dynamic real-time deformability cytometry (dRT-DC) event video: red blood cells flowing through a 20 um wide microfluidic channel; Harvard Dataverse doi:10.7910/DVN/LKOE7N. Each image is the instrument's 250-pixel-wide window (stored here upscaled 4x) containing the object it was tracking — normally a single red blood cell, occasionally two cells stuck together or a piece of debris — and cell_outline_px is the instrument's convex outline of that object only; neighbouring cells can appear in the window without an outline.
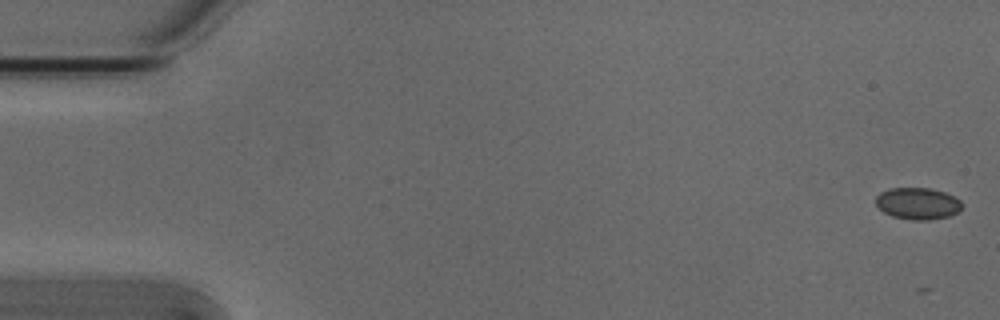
{"species": "Egyptian fruit bat (a non-hibernating species)", "species_latin": "Rousettus aegyptiacus", "temperature_condition": "cold", "stored_images_in_passage": 6, "camera_frame_rate_fps": 3000, "um_per_image_px": 0.085, "animal": {"sex": "male"}, "frame": {"image": 1, "passage_image": 1, "time_ms": 0.0, "image_size_px": [1000, 320], "cell_outline_px": [[964, 204], [960, 212], [948, 216], [928, 220], [912, 220], [892, 216], [884, 212], [876, 204], [876, 196], [880, 192], [888, 188], [928, 188], [944, 192], [960, 200]], "centroid_in_image_um": [78.02, 17.3], "position_along_channel_um": 7.0, "area_um2": 16.01}}